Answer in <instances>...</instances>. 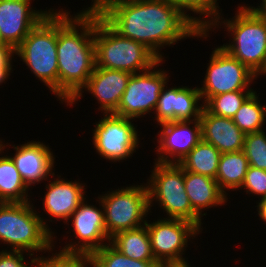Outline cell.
<instances>
[{
  "instance_id": "obj_1",
  "label": "cell",
  "mask_w": 266,
  "mask_h": 267,
  "mask_svg": "<svg viewBox=\"0 0 266 267\" xmlns=\"http://www.w3.org/2000/svg\"><path fill=\"white\" fill-rule=\"evenodd\" d=\"M99 15L120 36L146 45L161 60L164 46L209 37L170 0H119Z\"/></svg>"
},
{
  "instance_id": "obj_2",
  "label": "cell",
  "mask_w": 266,
  "mask_h": 267,
  "mask_svg": "<svg viewBox=\"0 0 266 267\" xmlns=\"http://www.w3.org/2000/svg\"><path fill=\"white\" fill-rule=\"evenodd\" d=\"M73 15L58 11V99L66 104L86 85L96 66L95 14Z\"/></svg>"
},
{
  "instance_id": "obj_3",
  "label": "cell",
  "mask_w": 266,
  "mask_h": 267,
  "mask_svg": "<svg viewBox=\"0 0 266 267\" xmlns=\"http://www.w3.org/2000/svg\"><path fill=\"white\" fill-rule=\"evenodd\" d=\"M220 16L205 31L209 33V31H212L211 29L220 28L223 25L228 33L231 32L232 41L220 47L257 76H265L266 19L255 7L245 5H239L235 16L230 19L223 21L224 17Z\"/></svg>"
},
{
  "instance_id": "obj_4",
  "label": "cell",
  "mask_w": 266,
  "mask_h": 267,
  "mask_svg": "<svg viewBox=\"0 0 266 267\" xmlns=\"http://www.w3.org/2000/svg\"><path fill=\"white\" fill-rule=\"evenodd\" d=\"M30 202H0V241L11 246L10 250L26 252L31 260H35L32 257L34 251L50 252L56 241L47 221Z\"/></svg>"
},
{
  "instance_id": "obj_5",
  "label": "cell",
  "mask_w": 266,
  "mask_h": 267,
  "mask_svg": "<svg viewBox=\"0 0 266 267\" xmlns=\"http://www.w3.org/2000/svg\"><path fill=\"white\" fill-rule=\"evenodd\" d=\"M96 67L132 74L152 68L161 59L146 45L120 36L99 14H95Z\"/></svg>"
},
{
  "instance_id": "obj_6",
  "label": "cell",
  "mask_w": 266,
  "mask_h": 267,
  "mask_svg": "<svg viewBox=\"0 0 266 267\" xmlns=\"http://www.w3.org/2000/svg\"><path fill=\"white\" fill-rule=\"evenodd\" d=\"M57 37L58 12L53 9L28 33L15 55L58 98Z\"/></svg>"
},
{
  "instance_id": "obj_7",
  "label": "cell",
  "mask_w": 266,
  "mask_h": 267,
  "mask_svg": "<svg viewBox=\"0 0 266 267\" xmlns=\"http://www.w3.org/2000/svg\"><path fill=\"white\" fill-rule=\"evenodd\" d=\"M151 172L146 184L150 210L155 200L168 216L166 218L189 221L202 231V219L193 210L185 191L184 170L178 164L154 162Z\"/></svg>"
},
{
  "instance_id": "obj_8",
  "label": "cell",
  "mask_w": 266,
  "mask_h": 267,
  "mask_svg": "<svg viewBox=\"0 0 266 267\" xmlns=\"http://www.w3.org/2000/svg\"><path fill=\"white\" fill-rule=\"evenodd\" d=\"M102 202L105 226L109 239L117 233L146 224L149 198L145 185L121 187L98 196ZM146 219V220H145Z\"/></svg>"
},
{
  "instance_id": "obj_9",
  "label": "cell",
  "mask_w": 266,
  "mask_h": 267,
  "mask_svg": "<svg viewBox=\"0 0 266 267\" xmlns=\"http://www.w3.org/2000/svg\"><path fill=\"white\" fill-rule=\"evenodd\" d=\"M146 227L153 255L162 267L189 265L182 255L188 247V240L201 232L195 224L181 219L161 218L153 223L146 221Z\"/></svg>"
},
{
  "instance_id": "obj_10",
  "label": "cell",
  "mask_w": 266,
  "mask_h": 267,
  "mask_svg": "<svg viewBox=\"0 0 266 267\" xmlns=\"http://www.w3.org/2000/svg\"><path fill=\"white\" fill-rule=\"evenodd\" d=\"M203 86L199 87L204 104L210 97L237 90H253L250 84L258 78L248 67L228 54L222 47L210 56Z\"/></svg>"
},
{
  "instance_id": "obj_11",
  "label": "cell",
  "mask_w": 266,
  "mask_h": 267,
  "mask_svg": "<svg viewBox=\"0 0 266 267\" xmlns=\"http://www.w3.org/2000/svg\"><path fill=\"white\" fill-rule=\"evenodd\" d=\"M161 63L163 60L146 71L132 74L113 114L134 120L154 113L159 95L169 82L168 73L157 68Z\"/></svg>"
},
{
  "instance_id": "obj_12",
  "label": "cell",
  "mask_w": 266,
  "mask_h": 267,
  "mask_svg": "<svg viewBox=\"0 0 266 267\" xmlns=\"http://www.w3.org/2000/svg\"><path fill=\"white\" fill-rule=\"evenodd\" d=\"M103 116L92 130L96 152L112 162L126 160L139 147V135L133 120L113 113Z\"/></svg>"
},
{
  "instance_id": "obj_13",
  "label": "cell",
  "mask_w": 266,
  "mask_h": 267,
  "mask_svg": "<svg viewBox=\"0 0 266 267\" xmlns=\"http://www.w3.org/2000/svg\"><path fill=\"white\" fill-rule=\"evenodd\" d=\"M98 199L97 201L102 208L88 204L85 198L80 206L72 213L69 220H72L73 236L79 241H76L77 243H72L71 241L62 247L59 253L89 257L94 251L110 243L105 226L104 209L99 197ZM104 241H107V243H104Z\"/></svg>"
},
{
  "instance_id": "obj_14",
  "label": "cell",
  "mask_w": 266,
  "mask_h": 267,
  "mask_svg": "<svg viewBox=\"0 0 266 267\" xmlns=\"http://www.w3.org/2000/svg\"><path fill=\"white\" fill-rule=\"evenodd\" d=\"M159 126L162 129L157 134V163L179 164L202 140L200 119L170 121Z\"/></svg>"
},
{
  "instance_id": "obj_15",
  "label": "cell",
  "mask_w": 266,
  "mask_h": 267,
  "mask_svg": "<svg viewBox=\"0 0 266 267\" xmlns=\"http://www.w3.org/2000/svg\"><path fill=\"white\" fill-rule=\"evenodd\" d=\"M31 0H0V43L14 50L52 10H34Z\"/></svg>"
},
{
  "instance_id": "obj_16",
  "label": "cell",
  "mask_w": 266,
  "mask_h": 267,
  "mask_svg": "<svg viewBox=\"0 0 266 267\" xmlns=\"http://www.w3.org/2000/svg\"><path fill=\"white\" fill-rule=\"evenodd\" d=\"M132 73L122 70H111L101 67L94 68L86 85L82 90L67 104L72 105L82 98V93L87 91L100 104L104 114L114 113L121 101L122 95L127 87ZM84 89V90H83Z\"/></svg>"
},
{
  "instance_id": "obj_17",
  "label": "cell",
  "mask_w": 266,
  "mask_h": 267,
  "mask_svg": "<svg viewBox=\"0 0 266 267\" xmlns=\"http://www.w3.org/2000/svg\"><path fill=\"white\" fill-rule=\"evenodd\" d=\"M167 88L166 84L154 110V118L158 125L170 121L195 120L201 117L204 104L200 103L202 97L198 86Z\"/></svg>"
},
{
  "instance_id": "obj_18",
  "label": "cell",
  "mask_w": 266,
  "mask_h": 267,
  "mask_svg": "<svg viewBox=\"0 0 266 267\" xmlns=\"http://www.w3.org/2000/svg\"><path fill=\"white\" fill-rule=\"evenodd\" d=\"M12 146L16 153L10 157L29 189L35 183L48 180L49 175L51 177L55 175L52 171L54 170L55 157L48 145L33 140L22 145Z\"/></svg>"
},
{
  "instance_id": "obj_19",
  "label": "cell",
  "mask_w": 266,
  "mask_h": 267,
  "mask_svg": "<svg viewBox=\"0 0 266 267\" xmlns=\"http://www.w3.org/2000/svg\"><path fill=\"white\" fill-rule=\"evenodd\" d=\"M54 178L45 187L46 194L43 196L44 211L53 219L64 220L69 223L72 213L85 199V184L78 181H65V178Z\"/></svg>"
},
{
  "instance_id": "obj_20",
  "label": "cell",
  "mask_w": 266,
  "mask_h": 267,
  "mask_svg": "<svg viewBox=\"0 0 266 267\" xmlns=\"http://www.w3.org/2000/svg\"><path fill=\"white\" fill-rule=\"evenodd\" d=\"M199 119L203 141L214 145L221 153L243 150L245 134L232 118L211 114L203 108Z\"/></svg>"
},
{
  "instance_id": "obj_21",
  "label": "cell",
  "mask_w": 266,
  "mask_h": 267,
  "mask_svg": "<svg viewBox=\"0 0 266 267\" xmlns=\"http://www.w3.org/2000/svg\"><path fill=\"white\" fill-rule=\"evenodd\" d=\"M184 183L190 204L201 218L207 214L203 210L224 205L228 201L227 195L212 177L184 170Z\"/></svg>"
},
{
  "instance_id": "obj_22",
  "label": "cell",
  "mask_w": 266,
  "mask_h": 267,
  "mask_svg": "<svg viewBox=\"0 0 266 267\" xmlns=\"http://www.w3.org/2000/svg\"><path fill=\"white\" fill-rule=\"evenodd\" d=\"M2 141L0 154L6 146ZM29 188L23 182L15 163L10 156L0 157V202L6 203H24L29 202Z\"/></svg>"
},
{
  "instance_id": "obj_23",
  "label": "cell",
  "mask_w": 266,
  "mask_h": 267,
  "mask_svg": "<svg viewBox=\"0 0 266 267\" xmlns=\"http://www.w3.org/2000/svg\"><path fill=\"white\" fill-rule=\"evenodd\" d=\"M110 243L123 255L139 261H156L146 224L117 233Z\"/></svg>"
},
{
  "instance_id": "obj_24",
  "label": "cell",
  "mask_w": 266,
  "mask_h": 267,
  "mask_svg": "<svg viewBox=\"0 0 266 267\" xmlns=\"http://www.w3.org/2000/svg\"><path fill=\"white\" fill-rule=\"evenodd\" d=\"M249 166V161L243 150L221 153L215 178L220 189L226 195L228 190H239L244 182Z\"/></svg>"
},
{
  "instance_id": "obj_25",
  "label": "cell",
  "mask_w": 266,
  "mask_h": 267,
  "mask_svg": "<svg viewBox=\"0 0 266 267\" xmlns=\"http://www.w3.org/2000/svg\"><path fill=\"white\" fill-rule=\"evenodd\" d=\"M221 152L201 140L178 164L183 170L216 178Z\"/></svg>"
},
{
  "instance_id": "obj_26",
  "label": "cell",
  "mask_w": 266,
  "mask_h": 267,
  "mask_svg": "<svg viewBox=\"0 0 266 267\" xmlns=\"http://www.w3.org/2000/svg\"><path fill=\"white\" fill-rule=\"evenodd\" d=\"M258 96L254 91L232 117L233 122L245 135L263 131L266 121V105L262 106Z\"/></svg>"
},
{
  "instance_id": "obj_27",
  "label": "cell",
  "mask_w": 266,
  "mask_h": 267,
  "mask_svg": "<svg viewBox=\"0 0 266 267\" xmlns=\"http://www.w3.org/2000/svg\"><path fill=\"white\" fill-rule=\"evenodd\" d=\"M88 259L90 267H162L157 261L131 259L123 255L111 243L94 251Z\"/></svg>"
},
{
  "instance_id": "obj_28",
  "label": "cell",
  "mask_w": 266,
  "mask_h": 267,
  "mask_svg": "<svg viewBox=\"0 0 266 267\" xmlns=\"http://www.w3.org/2000/svg\"><path fill=\"white\" fill-rule=\"evenodd\" d=\"M186 16H188L202 31H205L215 19L221 15L218 0H170ZM188 11L200 14L193 17ZM203 15V16H202ZM203 17V18H201ZM209 17V18H208ZM211 17V18H210Z\"/></svg>"
},
{
  "instance_id": "obj_29",
  "label": "cell",
  "mask_w": 266,
  "mask_h": 267,
  "mask_svg": "<svg viewBox=\"0 0 266 267\" xmlns=\"http://www.w3.org/2000/svg\"><path fill=\"white\" fill-rule=\"evenodd\" d=\"M254 90H237L210 97L204 108L211 114L232 118Z\"/></svg>"
},
{
  "instance_id": "obj_30",
  "label": "cell",
  "mask_w": 266,
  "mask_h": 267,
  "mask_svg": "<svg viewBox=\"0 0 266 267\" xmlns=\"http://www.w3.org/2000/svg\"><path fill=\"white\" fill-rule=\"evenodd\" d=\"M243 152L249 165L266 170V134L265 130L245 135Z\"/></svg>"
},
{
  "instance_id": "obj_31",
  "label": "cell",
  "mask_w": 266,
  "mask_h": 267,
  "mask_svg": "<svg viewBox=\"0 0 266 267\" xmlns=\"http://www.w3.org/2000/svg\"><path fill=\"white\" fill-rule=\"evenodd\" d=\"M36 256L35 261L41 267H90L88 257L82 255H64L58 252L52 253L51 257Z\"/></svg>"
},
{
  "instance_id": "obj_32",
  "label": "cell",
  "mask_w": 266,
  "mask_h": 267,
  "mask_svg": "<svg viewBox=\"0 0 266 267\" xmlns=\"http://www.w3.org/2000/svg\"><path fill=\"white\" fill-rule=\"evenodd\" d=\"M240 188L246 189L247 194L258 195L260 199L266 198V170L249 166Z\"/></svg>"
},
{
  "instance_id": "obj_33",
  "label": "cell",
  "mask_w": 266,
  "mask_h": 267,
  "mask_svg": "<svg viewBox=\"0 0 266 267\" xmlns=\"http://www.w3.org/2000/svg\"><path fill=\"white\" fill-rule=\"evenodd\" d=\"M24 253L26 252L2 249L0 251V267H28Z\"/></svg>"
},
{
  "instance_id": "obj_34",
  "label": "cell",
  "mask_w": 266,
  "mask_h": 267,
  "mask_svg": "<svg viewBox=\"0 0 266 267\" xmlns=\"http://www.w3.org/2000/svg\"><path fill=\"white\" fill-rule=\"evenodd\" d=\"M15 50L9 45L0 43V66H12Z\"/></svg>"
},
{
  "instance_id": "obj_35",
  "label": "cell",
  "mask_w": 266,
  "mask_h": 267,
  "mask_svg": "<svg viewBox=\"0 0 266 267\" xmlns=\"http://www.w3.org/2000/svg\"><path fill=\"white\" fill-rule=\"evenodd\" d=\"M115 1L119 0H92V5L84 10L82 12L86 13H93V14H99L102 12L106 7H108L110 4H112Z\"/></svg>"
},
{
  "instance_id": "obj_36",
  "label": "cell",
  "mask_w": 266,
  "mask_h": 267,
  "mask_svg": "<svg viewBox=\"0 0 266 267\" xmlns=\"http://www.w3.org/2000/svg\"><path fill=\"white\" fill-rule=\"evenodd\" d=\"M259 201L260 202H257L258 205L256 206L258 211L257 214L259 215L260 219H262L266 224V198H263Z\"/></svg>"
},
{
  "instance_id": "obj_37",
  "label": "cell",
  "mask_w": 266,
  "mask_h": 267,
  "mask_svg": "<svg viewBox=\"0 0 266 267\" xmlns=\"http://www.w3.org/2000/svg\"><path fill=\"white\" fill-rule=\"evenodd\" d=\"M12 66H0V85L7 80L12 73Z\"/></svg>"
},
{
  "instance_id": "obj_38",
  "label": "cell",
  "mask_w": 266,
  "mask_h": 267,
  "mask_svg": "<svg viewBox=\"0 0 266 267\" xmlns=\"http://www.w3.org/2000/svg\"><path fill=\"white\" fill-rule=\"evenodd\" d=\"M260 6L255 7L259 13L266 19V0H261Z\"/></svg>"
},
{
  "instance_id": "obj_39",
  "label": "cell",
  "mask_w": 266,
  "mask_h": 267,
  "mask_svg": "<svg viewBox=\"0 0 266 267\" xmlns=\"http://www.w3.org/2000/svg\"><path fill=\"white\" fill-rule=\"evenodd\" d=\"M28 267H41L35 260H31V262H28Z\"/></svg>"
},
{
  "instance_id": "obj_40",
  "label": "cell",
  "mask_w": 266,
  "mask_h": 267,
  "mask_svg": "<svg viewBox=\"0 0 266 267\" xmlns=\"http://www.w3.org/2000/svg\"><path fill=\"white\" fill-rule=\"evenodd\" d=\"M163 267H191L190 265H184V266H163Z\"/></svg>"
}]
</instances>
